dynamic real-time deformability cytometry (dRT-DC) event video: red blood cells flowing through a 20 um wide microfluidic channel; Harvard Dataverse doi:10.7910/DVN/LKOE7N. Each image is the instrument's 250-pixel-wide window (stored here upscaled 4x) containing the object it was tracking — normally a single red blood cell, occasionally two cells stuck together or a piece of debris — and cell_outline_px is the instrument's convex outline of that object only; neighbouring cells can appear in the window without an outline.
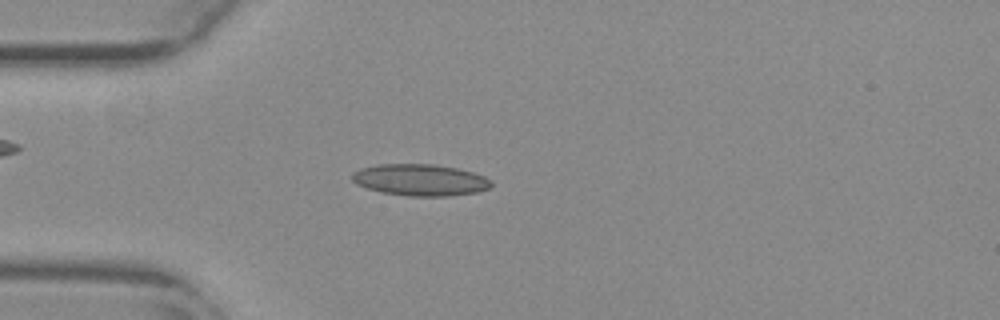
{"species": "common noctule bat (a hibernating species)", "species_latin": "Nyctalus noctula", "temperature_condition": "warm", "stored_images_in_passage": 46, "camera_frame_rate_fps": 3000, "um_per_image_px": 0.085, "animal": {"sex": "female", "body_mass_g": 29.2, "forearm_length_mm": 56.3}, "frame": {"image": 1, "passage_image": 7, "time_ms": 2.0, "image_size_px": [1000, 320], "cell_outline_px": [[492, 188], [480, 192], [448, 196], [408, 196], [380, 192], [356, 184], [352, 180], [352, 172], [360, 168], [376, 164], [436, 164], [456, 168], [472, 172], [484, 176], [492, 180]], "centroid_in_image_um": [35.74, 15.3], "position_along_channel_um": 49.3, "area_um2": 25.95}}
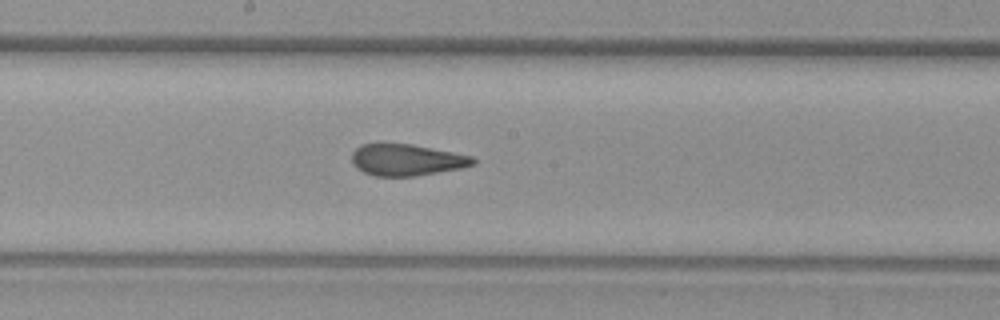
{"frame": {"image": 2, "passage_image": 21, "time_ms": 6.667, "image_size_px": [1000, 320], "cell_outline_px": [[476, 164], [460, 168], [416, 176], [372, 176], [356, 168], [352, 164], [352, 152], [360, 144], [412, 144], [472, 156], [476, 160]], "centroid_in_image_um": [34.54, 13.6], "position_along_channel_um": 213.7, "area_um2": 22.25}}
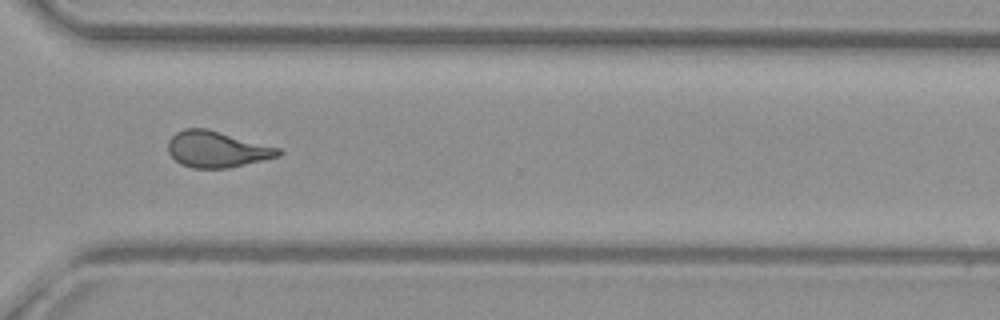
{"frame": {"image": 3, "passage_image": 32, "time_ms": 10.333, "image_size_px": [1000, 320], "cell_outline_px": [[284, 152], [280, 156], [228, 168], [192, 168], [180, 164], [168, 152], [168, 140], [176, 132], [184, 128], [208, 128], [280, 148]], "centroid_in_image_um": [18.44, 12.68], "position_along_channel_um": 352.2, "area_um2": 23.41}, "authors_computed_cell_mechanics": {"area_um2": 23.2934, "velocity_mm_per_s": 3.7851, "shape_relaxation_time_tau1_ms": null, "shape_relaxation_time_tau2_ms": 1.5895, "deformation_change_tau1": null, "deformation_change_tau2": 0.1096}}